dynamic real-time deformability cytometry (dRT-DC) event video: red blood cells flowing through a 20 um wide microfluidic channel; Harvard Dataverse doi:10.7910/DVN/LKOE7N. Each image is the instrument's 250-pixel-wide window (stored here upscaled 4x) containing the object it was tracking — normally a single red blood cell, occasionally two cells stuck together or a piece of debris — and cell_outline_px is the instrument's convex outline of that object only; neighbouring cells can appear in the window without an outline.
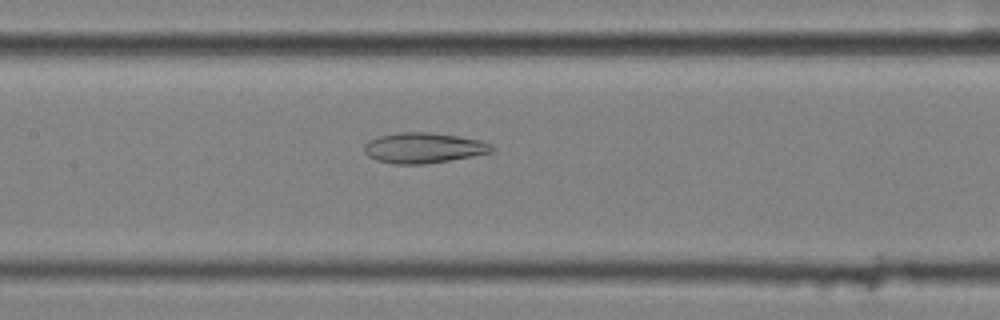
{"species": "common noctule bat (a hibernating species)", "species_latin": "Nyctalus noctula", "temperature_condition": "cold", "stored_images_in_passage": 56, "camera_frame_rate_fps": 3000, "um_per_image_px": 0.085, "animal": {"sex": "female", "body_mass_g": 25.1}, "frame": {"image": 1, "passage_image": 27, "time_ms": 8.667, "image_size_px": [1000, 320], "cell_outline_px": [[496, 148], [492, 152], [472, 156], [424, 164], [396, 164], [376, 160], [368, 156], [364, 152], [364, 144], [368, 140], [380, 136], [400, 132], [432, 132], [480, 140], [492, 144]], "centroid_in_image_um": [36.0, 12.56], "position_along_channel_um": 171.4, "area_um2": 22.6}}
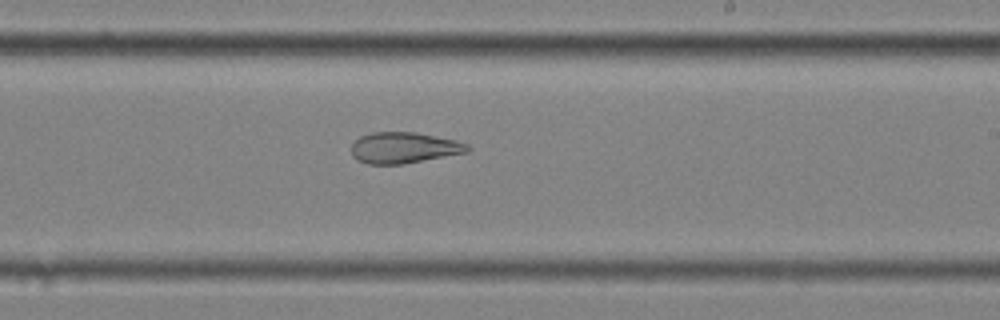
{"frame": {"image": 2, "passage_image": 34, "time_ms": 11.0, "image_size_px": [1000, 320], "cell_outline_px": [[472, 148], [468, 152], [404, 164], [368, 164], [352, 156], [352, 144], [360, 136], [372, 132], [416, 132], [456, 140], [468, 144]], "centroid_in_image_um": [34.36, 12.55], "position_along_channel_um": 254.6, "area_um2": 21.04}}
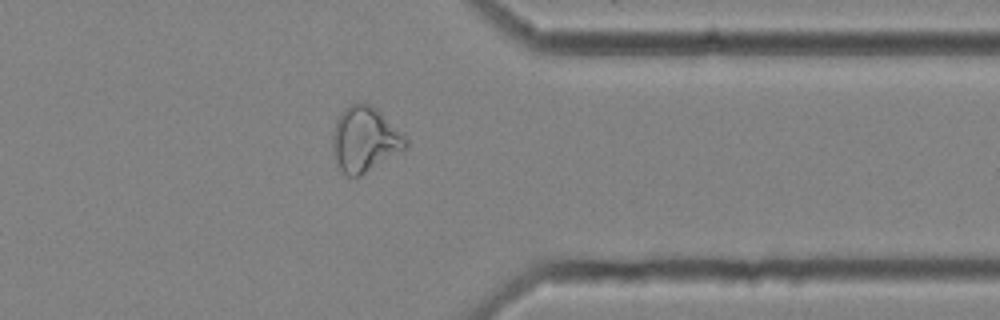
{"frame": {"image": 3, "passage_image": 45, "time_ms": 14.667, "image_size_px": [1000, 320], "cell_outline_px": [[408, 148], [360, 176], [348, 176], [340, 168], [332, 152], [332, 136], [336, 116], [348, 104], [372, 104], [404, 132], [408, 140]], "centroid_in_image_um": [31.03, 11.82], "position_along_channel_um": 380.4, "area_um2": 28.21}, "authors_computed_cell_mechanics": {"area_um2": 29.0156, "velocity_mm_per_s": 3.5804, "shape_relaxation_time_tau1_ms": null, "shape_relaxation_time_tau2_ms": 3.8017, "deformation_change_tau1": null, "deformation_change_tau2": 0.1284}}